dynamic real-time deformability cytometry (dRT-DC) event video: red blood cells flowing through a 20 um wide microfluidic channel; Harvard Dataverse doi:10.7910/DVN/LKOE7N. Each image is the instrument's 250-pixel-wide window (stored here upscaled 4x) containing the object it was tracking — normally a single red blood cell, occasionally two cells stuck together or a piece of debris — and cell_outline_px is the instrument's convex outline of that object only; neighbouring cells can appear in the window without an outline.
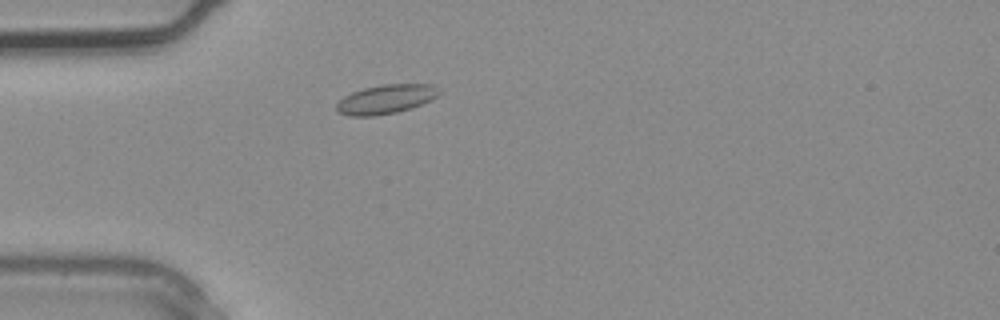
{"species": "common noctule bat (a hibernating species)", "species_latin": "Nyctalus noctula", "temperature_condition": "warm", "stored_images_in_passage": 2, "camera_frame_rate_fps": 3000, "um_per_image_px": 0.085, "animal": {"sex": "male", "body_mass_g": 20.4}, "frame": {"image": 1, "passage_image": 2, "time_ms": 0.333, "image_size_px": [1000, 320], "cell_outline_px": [[440, 92], [432, 100], [412, 108], [396, 112], [372, 116], [348, 116], [336, 112], [336, 104], [344, 96], [352, 92], [364, 88], [384, 84], [432, 84]], "centroid_in_image_um": [32.77, 8.44], "position_along_channel_um": 52.2, "area_um2": 17.4}}